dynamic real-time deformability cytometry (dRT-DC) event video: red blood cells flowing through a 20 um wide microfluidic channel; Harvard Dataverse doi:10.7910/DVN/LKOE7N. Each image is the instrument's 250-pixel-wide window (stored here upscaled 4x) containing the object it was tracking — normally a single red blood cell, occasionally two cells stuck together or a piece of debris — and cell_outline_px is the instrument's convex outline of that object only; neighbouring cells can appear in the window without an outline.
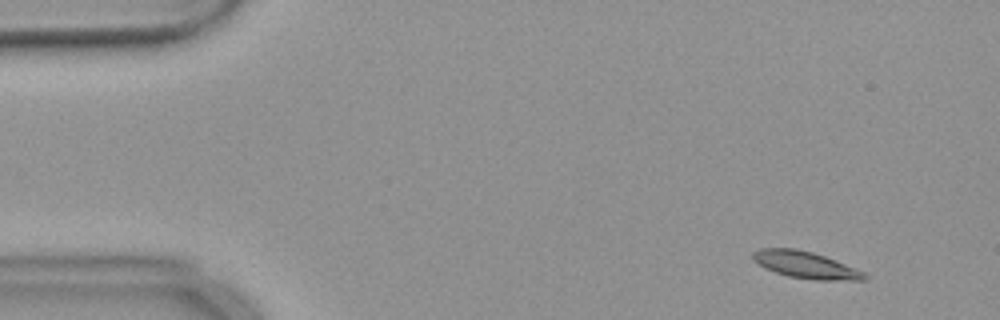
{"species": "common noctule bat (a hibernating species)", "species_latin": "Nyctalus noctula", "temperature_condition": "warm", "stored_images_in_passage": 54, "camera_frame_rate_fps": 3000, "um_per_image_px": 0.085, "animal": {"sex": "female", "body_mass_g": 18.4}, "frame": {"image": 1, "passage_image": 4, "time_ms": 1.0, "image_size_px": [1000, 320], "cell_outline_px": [[868, 280], [812, 280], [788, 276], [764, 268], [752, 260], [752, 252], [760, 248], [796, 248], [812, 252], [836, 260], [864, 272], [868, 276]], "centroid_in_image_um": [68.46, 22.52], "position_along_channel_um": 16.5, "area_um2": 17.57}}
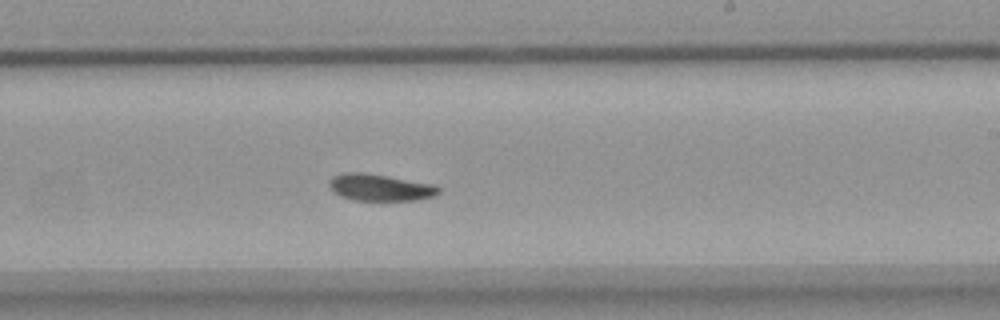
{"frame": {"image": 2, "passage_image": 32, "time_ms": 10.333, "image_size_px": [1000, 320], "cell_outline_px": [[440, 192], [432, 196], [420, 200], [352, 200], [340, 196], [332, 192], [328, 188], [328, 180], [332, 176], [344, 172], [364, 172], [436, 184], [440, 188]], "centroid_in_image_um": [32.26, 15.92], "position_along_channel_um": 256.7, "area_um2": 17.46}}
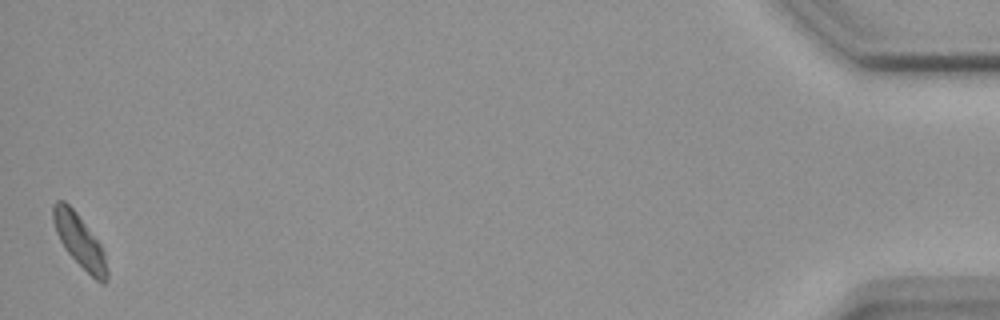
{"frame": {"image": 3, "passage_image": 54, "time_ms": 17.667, "image_size_px": [1000, 320], "cell_outline_px": [[108, 280], [104, 284], [100, 284], [64, 248], [56, 232], [52, 220], [52, 204], [56, 200], [64, 200], [76, 212], [100, 244], [104, 252], [108, 272]], "centroid_in_image_um": [6.75, 20.47], "position_along_channel_um": 428.4, "area_um2": 16.42}, "authors_computed_cell_mechanics": {"area_um2": 17.3111, "velocity_mm_per_s": 3.6292, "shape_relaxation_time_tau1_ms": 5.6713, "shape_relaxation_time_tau2_ms": null, "deformation_change_tau1": 0.1534, "deformation_change_tau2": null}}